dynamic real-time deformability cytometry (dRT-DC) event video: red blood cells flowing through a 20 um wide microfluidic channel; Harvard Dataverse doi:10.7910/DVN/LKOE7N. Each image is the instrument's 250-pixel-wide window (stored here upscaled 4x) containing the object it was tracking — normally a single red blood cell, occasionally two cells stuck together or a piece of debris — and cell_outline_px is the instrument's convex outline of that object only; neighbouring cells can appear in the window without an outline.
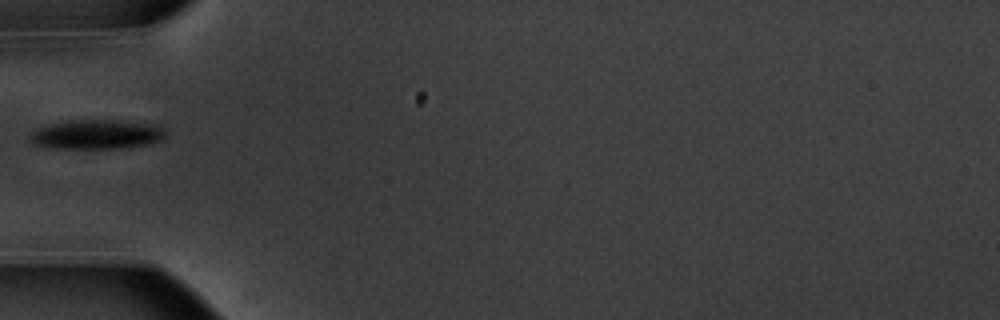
{"species": "common noctule bat (a hibernating species)", "species_latin": "Nyctalus noctula", "temperature_condition": "warm", "stored_images_in_passage": 12, "camera_frame_rate_fps": 3000, "um_per_image_px": 0.085, "animal": {"sex": "male", "body_mass_g": 20.1, "forearm_length_mm": 53.5}, "frame": {"image": 1, "passage_image": 1, "time_ms": 0.0, "image_size_px": [1000, 320], "cell_outline_px": [[164, 136], [160, 140], [152, 144], [116, 148], [56, 148], [36, 144], [28, 136], [32, 132], [40, 128], [52, 124], [72, 120], [112, 120], [148, 124], [164, 128]], "centroid_in_image_um": [8.23, 11.43], "position_along_channel_um": 76.8, "area_um2": 22.6}}